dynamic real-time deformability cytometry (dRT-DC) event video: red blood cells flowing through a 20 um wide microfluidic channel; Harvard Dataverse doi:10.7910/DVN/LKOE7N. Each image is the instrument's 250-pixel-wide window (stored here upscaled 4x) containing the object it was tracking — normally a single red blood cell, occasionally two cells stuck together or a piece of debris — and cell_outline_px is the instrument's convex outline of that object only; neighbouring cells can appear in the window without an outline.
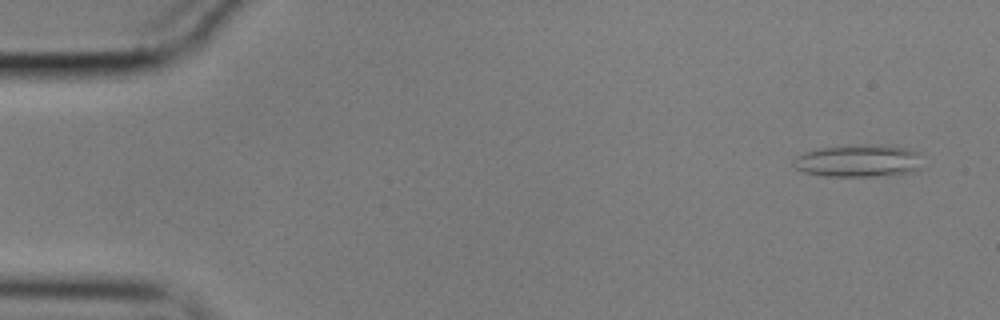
{"species": "common noctule bat (a hibernating species)", "species_latin": "Nyctalus noctula", "temperature_condition": "cold", "stored_images_in_passage": 55, "camera_frame_rate_fps": 3000, "um_per_image_px": 0.085, "animal": {"sex": "male", "body_mass_g": 17.9}, "frame": {"image": 1, "passage_image": 3, "time_ms": 0.667, "image_size_px": [1000, 320], "cell_outline_px": [[920, 168], [908, 172], [872, 176], [824, 176], [804, 172], [796, 168], [792, 164], [792, 160], [804, 152], [816, 148], [848, 144], [880, 144], [908, 148], [920, 152]], "centroid_in_image_um": [72.93, 13.63], "position_along_channel_um": 12.1, "area_um2": 24.68}}
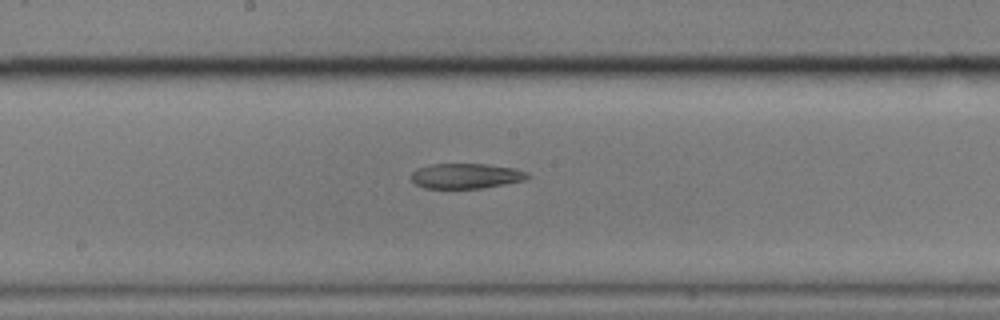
{"frame": {"image": 2, "passage_image": 29, "time_ms": 9.333, "image_size_px": [1000, 320], "cell_outline_px": [[532, 176], [524, 180], [504, 184], [480, 188], [424, 188], [416, 184], [412, 180], [412, 172], [416, 168], [432, 164], [488, 164], [512, 168], [528, 172]], "centroid_in_image_um": [39.61, 14.95], "position_along_channel_um": 208.6, "area_um2": 16.99}}
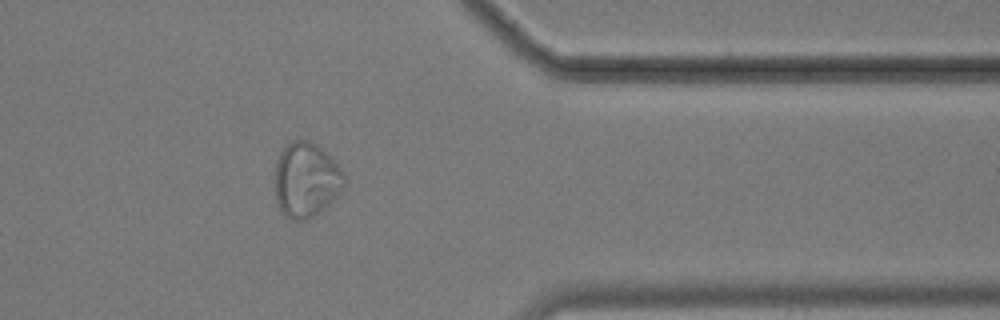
{"frame": {"image": 3, "passage_image": 45, "time_ms": 14.667, "image_size_px": [1000, 320], "cell_outline_px": [[344, 184], [336, 196], [328, 204], [308, 220], [292, 220], [284, 216], [276, 200], [276, 164], [280, 152], [292, 140], [308, 140], [316, 144], [332, 156], [340, 168], [344, 176]], "centroid_in_image_um": [26.01, 15.28], "position_along_channel_um": 385.4, "area_um2": 29.94}, "authors_computed_cell_mechanics": {"area_um2": 21.3282, "velocity_mm_per_s": 3.5768, "shape_relaxation_time_tau1_ms": null, "shape_relaxation_time_tau2_ms": 6.5886, "deformation_change_tau1": null, "deformation_change_tau2": 0.1008}}